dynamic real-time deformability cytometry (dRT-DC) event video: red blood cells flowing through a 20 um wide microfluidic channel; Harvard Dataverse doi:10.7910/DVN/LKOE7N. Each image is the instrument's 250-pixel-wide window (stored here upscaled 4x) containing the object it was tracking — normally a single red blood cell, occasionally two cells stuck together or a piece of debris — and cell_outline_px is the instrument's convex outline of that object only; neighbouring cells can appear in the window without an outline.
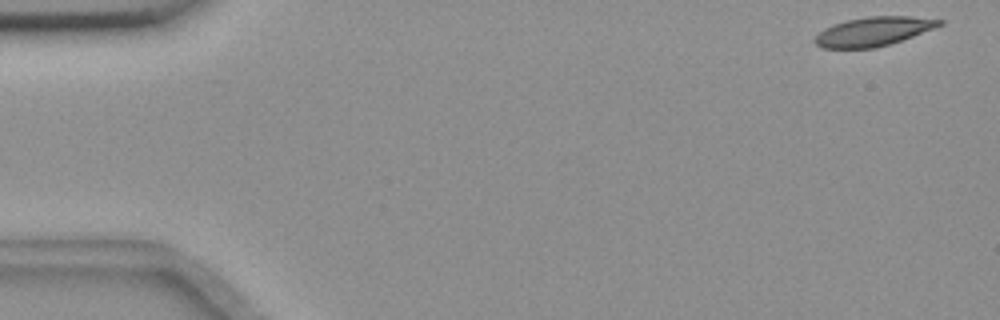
{"species": "common noctule bat (a hibernating species)", "species_latin": "Nyctalus noctula", "temperature_condition": "room temperature", "stored_images_in_passage": 55, "camera_frame_rate_fps": 3000, "um_per_image_px": 0.085, "animal": {"sex": "female", "body_mass_g": 18.4}, "frame": {"image": 1, "passage_image": 1, "time_ms": 0.0, "image_size_px": [1000, 320], "cell_outline_px": [[944, 24], [912, 36], [876, 48], [820, 48], [812, 40], [824, 28], [832, 24], [848, 20], [868, 16], [912, 16], [944, 20]], "centroid_in_image_um": [74.21, 2.67], "position_along_channel_um": 10.8, "area_um2": 20.98}}
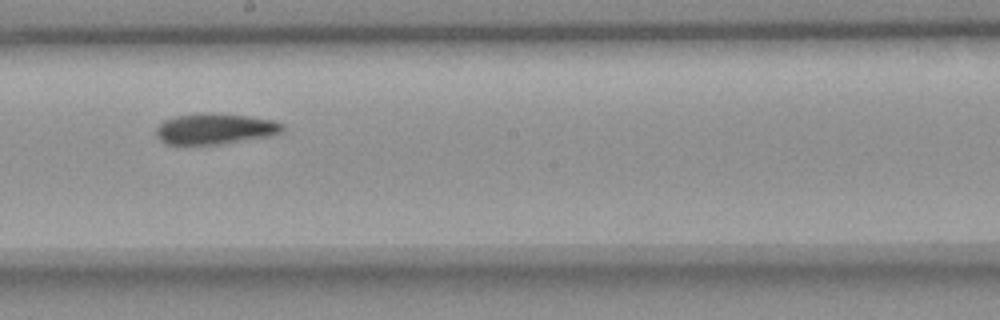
{"frame": {"image": 2, "passage_image": 30, "time_ms": 9.667, "image_size_px": [1000, 320], "cell_outline_px": [[284, 132], [276, 136], [220, 144], [164, 144], [156, 136], [156, 128], [164, 120], [176, 116], [196, 112], [208, 112], [248, 116], [276, 120], [284, 124]], "centroid_in_image_um": [18.34, 10.94], "position_along_channel_um": 229.9, "area_um2": 23.29}}
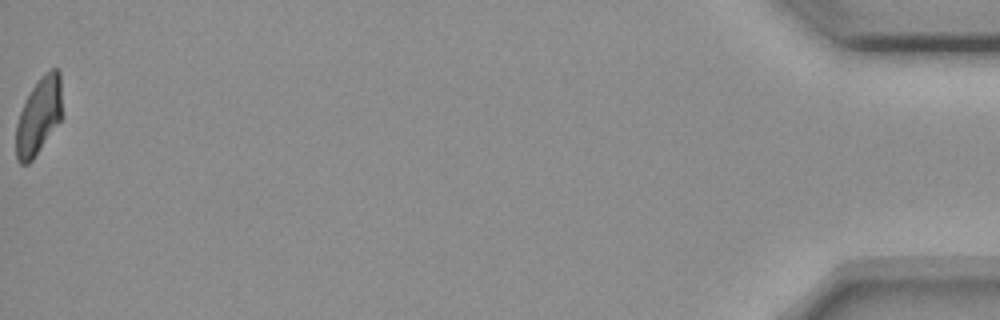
{"frame": {"image": 3, "passage_image": 55, "time_ms": 18.0, "image_size_px": [1000, 320], "cell_outline_px": [[60, 120], [32, 160], [28, 164], [20, 164], [16, 160], [16, 124], [20, 112], [32, 88], [40, 76], [52, 68], [60, 68]], "centroid_in_image_um": [3.26, 9.87], "position_along_channel_um": 431.9, "area_um2": 20.17}, "authors_computed_cell_mechanics": {"area_um2": 22.253, "velocity_mm_per_s": 3.624, "shape_relaxation_time_tau1_ms": 6.6415, "shape_relaxation_time_tau2_ms": 5.9688, "deformation_change_tau1": 0.1757, "deformation_change_tau2": 0.1}}